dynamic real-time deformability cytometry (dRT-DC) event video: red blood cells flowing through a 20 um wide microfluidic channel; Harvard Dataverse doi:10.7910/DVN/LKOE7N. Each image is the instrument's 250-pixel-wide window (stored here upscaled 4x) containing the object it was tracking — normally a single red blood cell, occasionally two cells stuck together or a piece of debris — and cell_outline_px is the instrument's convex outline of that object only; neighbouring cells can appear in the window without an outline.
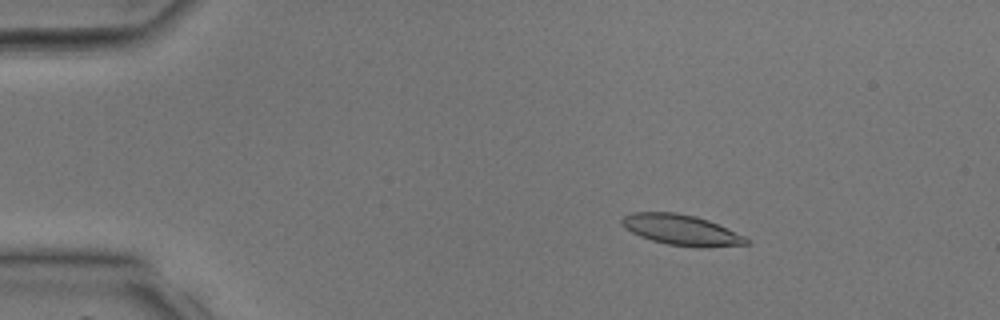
{"species": "common noctule bat (a hibernating species)", "species_latin": "Nyctalus noctula", "temperature_condition": "room temperature", "stored_images_in_passage": 36, "camera_frame_rate_fps": 3000, "um_per_image_px": 0.085, "animal": {"sex": "male", "body_mass_g": 17.9, "forearm_length_mm": 54.2}, "frame": {"image": 1, "passage_image": 4, "time_ms": 1.0, "image_size_px": [1000, 320], "cell_outline_px": [[752, 240], [748, 244], [700, 248], [668, 244], [652, 240], [640, 236], [624, 228], [620, 224], [620, 220], [624, 216], [632, 212], [676, 212], [696, 216], [708, 220], [744, 236]], "centroid_in_image_um": [57.9, 19.54], "position_along_channel_um": 27.1, "area_um2": 22.2}}
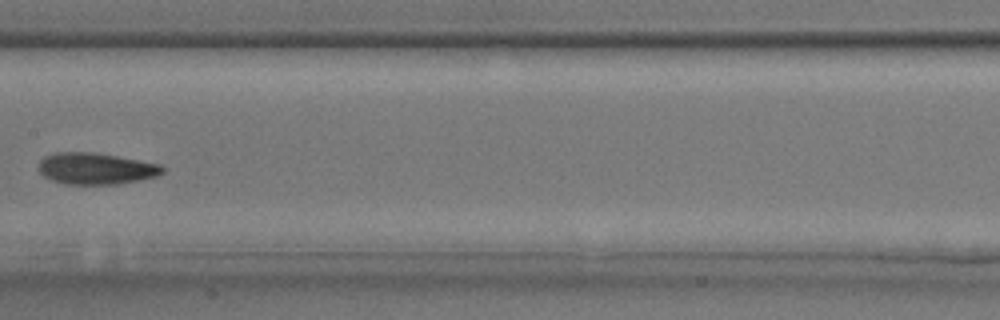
{"frame": {"image": 2, "passage_image": 18, "time_ms": 5.667, "image_size_px": [1000, 320], "cell_outline_px": [[164, 172], [156, 176], [120, 184], [64, 184], [52, 180], [44, 176], [40, 172], [40, 160], [44, 156], [52, 152], [96, 152], [160, 164], [164, 168]], "centroid_in_image_um": [8.14, 14.32], "position_along_channel_um": 199.3, "area_um2": 22.77}}
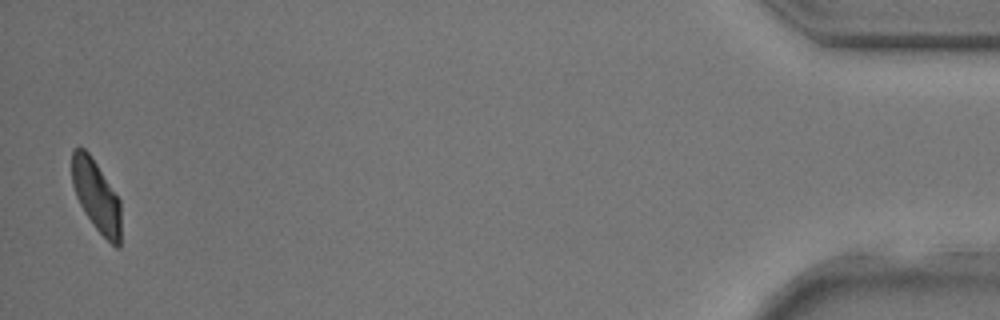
{"frame": {"image": 3, "passage_image": 36, "time_ms": 11.667, "image_size_px": [1000, 320], "cell_outline_px": [[120, 248], [116, 248], [96, 228], [80, 204], [76, 196], [72, 184], [72, 148], [84, 148], [88, 152], [120, 200]], "centroid_in_image_um": [8.18, 16.65], "position_along_channel_um": 427.0, "area_um2": 19.94}}